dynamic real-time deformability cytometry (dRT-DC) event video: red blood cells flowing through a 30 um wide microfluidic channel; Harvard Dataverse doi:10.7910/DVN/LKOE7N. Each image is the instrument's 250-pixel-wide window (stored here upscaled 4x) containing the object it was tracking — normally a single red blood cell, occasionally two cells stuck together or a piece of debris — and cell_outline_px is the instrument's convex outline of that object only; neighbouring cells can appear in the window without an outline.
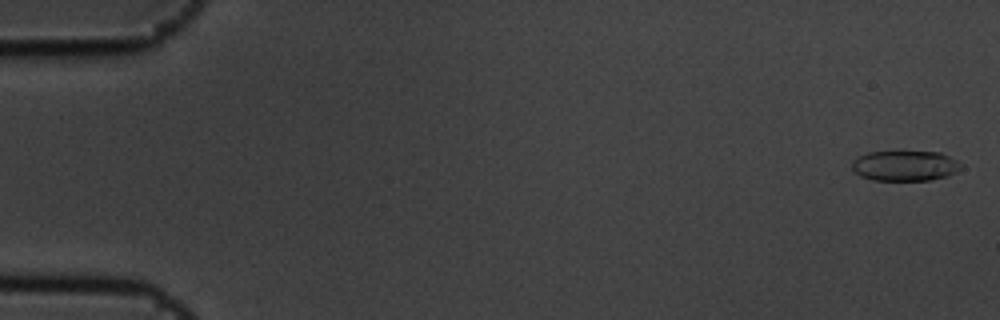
{"species": "common noctule bat (a hibernating species)", "species_latin": "Nyctalus noctula", "temperature_condition": "cold", "stored_images_in_passage": 6, "camera_frame_rate_fps": 3000, "um_per_image_px": 0.085, "animal": {"sex": "male", "body_mass_g": 19.5, "forearm_length_mm": 54.6}, "frame": {"image": 1, "passage_image": 1, "time_ms": 0.0, "image_size_px": [1000, 320], "cell_outline_px": [[964, 168], [948, 176], [928, 180], [872, 180], [860, 176], [852, 168], [852, 160], [868, 152], [940, 152], [964, 164]], "centroid_in_image_um": [76.96, 14.09], "position_along_channel_um": 8.0, "area_um2": 19.31}}
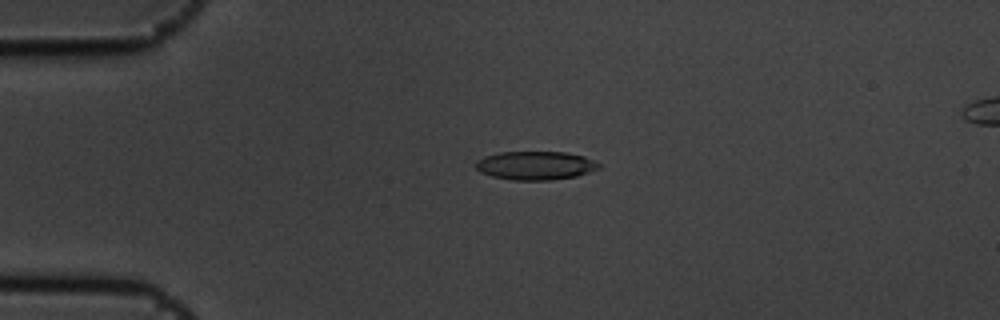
{"frame": {"image": 2, "passage_image": 4, "time_ms": 1.0, "image_size_px": [1000, 320], "cell_outline_px": [[600, 168], [576, 176], [552, 180], [512, 180], [492, 176], [480, 172], [476, 168], [476, 160], [484, 156], [500, 152], [564, 152], [584, 156], [596, 160], [600, 164]], "centroid_in_image_um": [45.52, 14.06], "position_along_channel_um": 39.5, "area_um2": 20.58}}
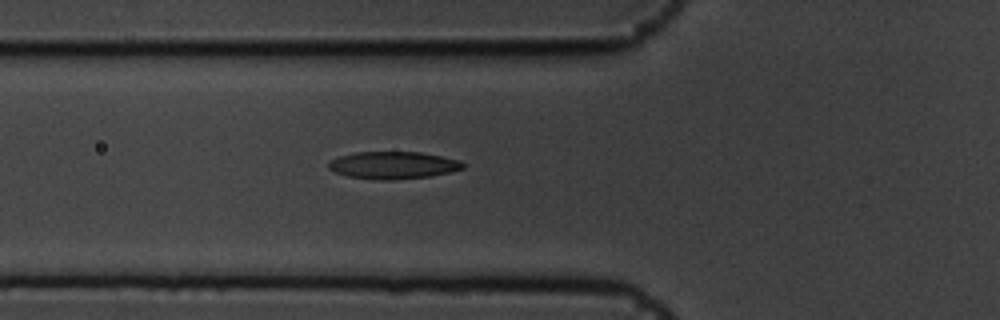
{"frame": {"image": 3, "passage_image": 6, "time_ms": 1.667, "image_size_px": [1000, 320], "cell_outline_px": [[464, 168], [448, 172], [428, 176], [392, 180], [380, 180], [348, 176], [336, 172], [328, 168], [328, 164], [332, 160], [340, 156], [356, 152], [420, 152], [460, 160], [464, 164]], "centroid_in_image_um": [33.42, 14.04], "position_along_channel_um": 92.4, "area_um2": 21.1}}